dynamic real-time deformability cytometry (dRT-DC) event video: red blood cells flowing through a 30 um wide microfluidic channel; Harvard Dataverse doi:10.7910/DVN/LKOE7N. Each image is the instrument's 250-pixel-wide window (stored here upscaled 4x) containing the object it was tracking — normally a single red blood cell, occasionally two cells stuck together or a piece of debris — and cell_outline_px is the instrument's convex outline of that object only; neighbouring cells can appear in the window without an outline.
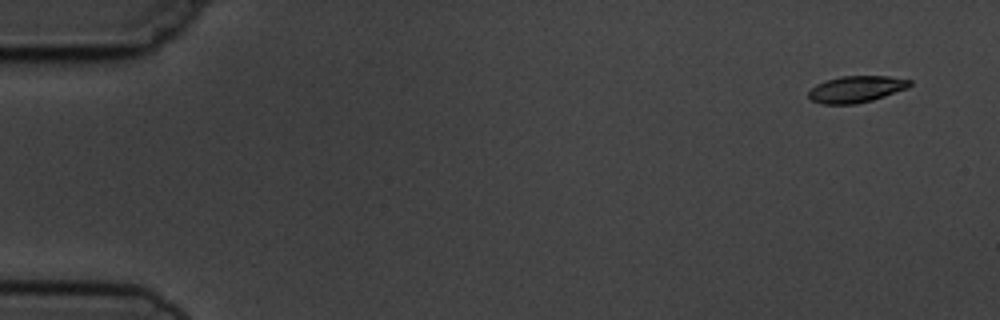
{"species": "common noctule bat (a hibernating species)", "species_latin": "Nyctalus noctula", "temperature_condition": "cold", "stored_images_in_passage": 5, "camera_frame_rate_fps": 3000, "um_per_image_px": 0.085, "animal": {"sex": "male", "body_mass_g": 19.5, "forearm_length_mm": 54.6}, "frame": {"image": 1, "passage_image": 1, "time_ms": 0.0, "image_size_px": [1000, 320], "cell_outline_px": [[912, 84], [908, 88], [872, 100], [856, 104], [820, 104], [812, 100], [808, 96], [808, 92], [816, 84], [824, 80], [840, 76], [888, 76], [912, 80]], "centroid_in_image_um": [72.77, 7.57], "position_along_channel_um": 12.2, "area_um2": 15.78}}